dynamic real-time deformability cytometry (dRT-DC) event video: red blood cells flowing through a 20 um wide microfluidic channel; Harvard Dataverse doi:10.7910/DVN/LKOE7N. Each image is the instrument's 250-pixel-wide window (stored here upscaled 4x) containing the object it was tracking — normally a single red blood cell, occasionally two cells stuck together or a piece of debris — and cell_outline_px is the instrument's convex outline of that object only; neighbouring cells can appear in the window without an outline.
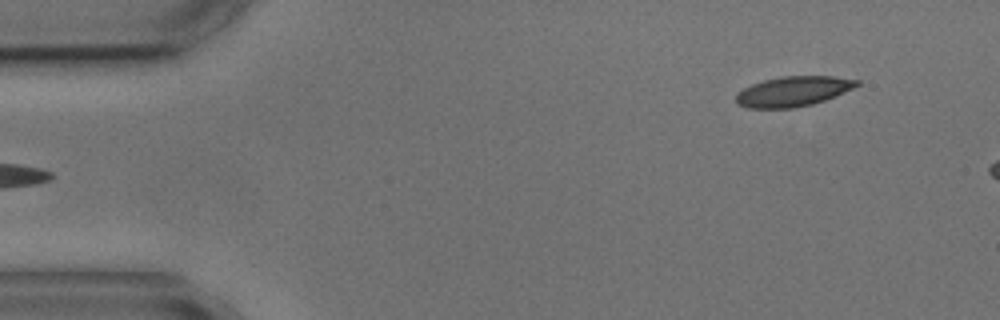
{"species": "common noctule bat (a hibernating species)", "species_latin": "Nyctalus noctula", "temperature_condition": "cold", "stored_images_in_passage": 5, "segment_of_instrument_passage": [2, 2], "camera_frame_rate_fps": 3000, "um_per_image_px": 0.085, "animal": {"sex": "male", "body_mass_g": 17.9, "forearm_length_mm": 54.2}, "frame": {"image": 1, "passage_image": 5, "time_ms": 6.0, "image_size_px": [1000, 320], "cell_outline_px": [[860, 84], [836, 96], [812, 104], [792, 108], [748, 108], [736, 104], [736, 96], [744, 88], [752, 84], [764, 80], [780, 76], [832, 76], [860, 80]], "centroid_in_image_um": [67.42, 7.76], "position_along_channel_um": 17.6, "area_um2": 21.04}}